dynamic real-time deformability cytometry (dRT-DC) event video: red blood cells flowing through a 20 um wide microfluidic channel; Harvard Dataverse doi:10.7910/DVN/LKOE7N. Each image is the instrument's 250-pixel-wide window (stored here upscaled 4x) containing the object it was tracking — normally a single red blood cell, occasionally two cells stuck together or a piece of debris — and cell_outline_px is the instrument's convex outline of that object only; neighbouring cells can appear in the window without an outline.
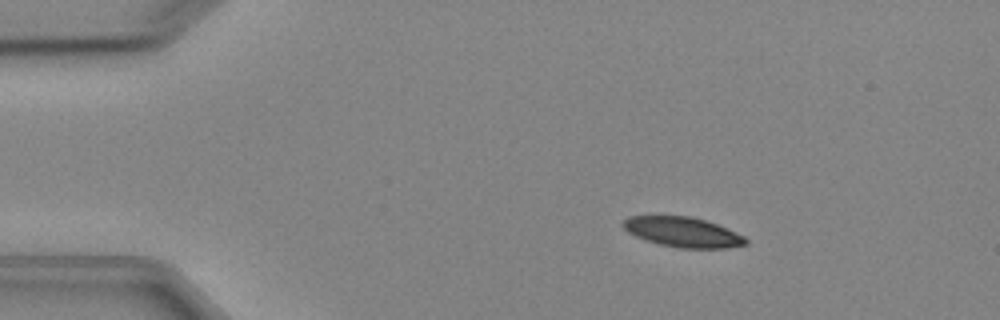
{"species": "Egyptian fruit bat (a non-hibernating species)", "species_latin": "Rousettus aegyptiacus", "temperature_condition": "cold", "stored_images_in_passage": 4, "camera_frame_rate_fps": 3000, "um_per_image_px": 0.085, "animal": {"sex": "female"}, "frame": {"image": 1, "passage_image": 2, "time_ms": 2.0, "image_size_px": [1000, 320], "cell_outline_px": [[748, 244], [728, 248], [680, 248], [660, 244], [636, 236], [628, 232], [620, 224], [628, 216], [692, 216], [728, 228], [744, 236], [748, 240]], "centroid_in_image_um": [58.06, 19.72], "position_along_channel_um": 26.9, "area_um2": 21.39}}
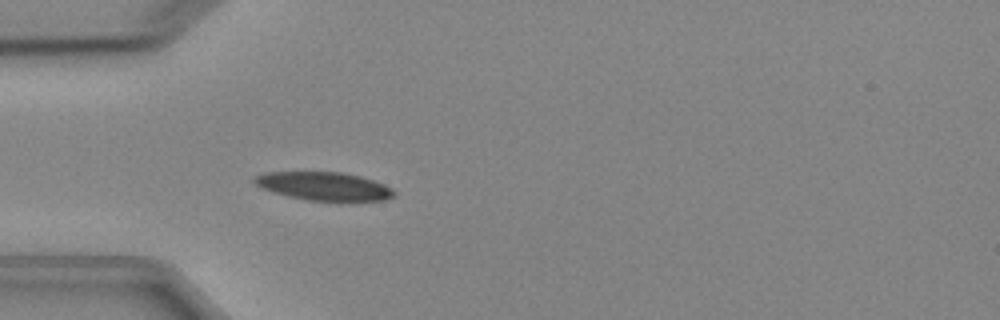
{"frame": {"image": 2, "passage_image": 4, "time_ms": 4.333, "image_size_px": [1000, 320], "cell_outline_px": [[396, 196], [384, 200], [308, 200], [288, 196], [272, 192], [260, 188], [252, 180], [256, 176], [264, 172], [340, 172], [360, 176], [384, 184], [392, 188], [396, 192]], "centroid_in_image_um": [27.52, 15.82], "position_along_channel_um": 57.5, "area_um2": 22.89}}